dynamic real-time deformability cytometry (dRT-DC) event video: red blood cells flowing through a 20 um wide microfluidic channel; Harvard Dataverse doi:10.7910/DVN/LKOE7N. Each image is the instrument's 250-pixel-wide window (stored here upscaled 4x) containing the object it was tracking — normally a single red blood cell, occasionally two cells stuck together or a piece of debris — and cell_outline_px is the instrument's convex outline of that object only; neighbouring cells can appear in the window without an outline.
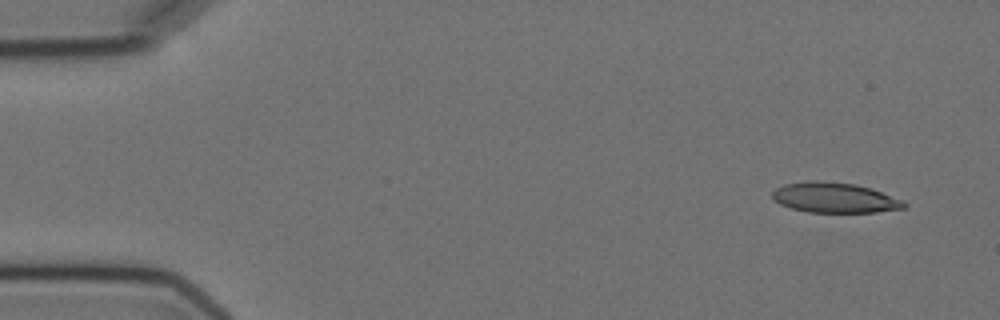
{"species": "Egyptian fruit bat (a non-hibernating species)", "species_latin": "Rousettus aegyptiacus", "temperature_condition": "cold", "stored_images_in_passage": 5, "camera_frame_rate_fps": 3000, "um_per_image_px": 0.085, "animal": {"sex": "female"}, "frame": {"image": 1, "passage_image": 1, "time_ms": 0.0, "image_size_px": [1000, 320], "cell_outline_px": [[908, 204], [904, 208], [876, 212], [808, 212], [792, 208], [780, 204], [772, 196], [772, 192], [776, 188], [784, 184], [812, 180], [816, 180], [856, 184], [872, 188], [904, 200]], "centroid_in_image_um": [70.98, 16.79], "position_along_channel_um": 14.0, "area_um2": 23.24}}
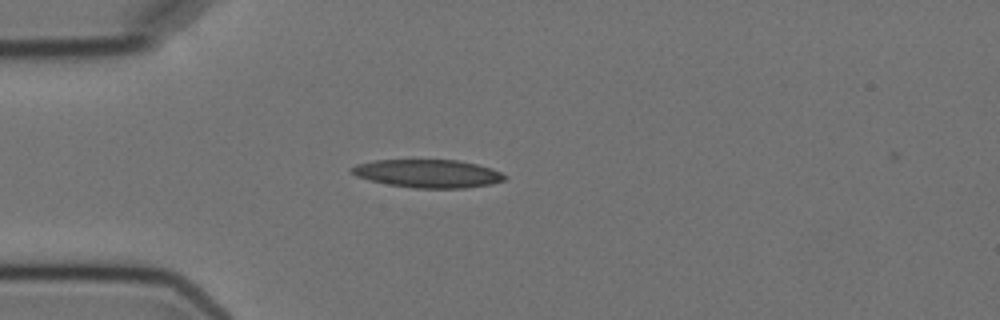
{"frame": {"image": 2, "passage_image": 4, "time_ms": 3.667, "image_size_px": [1000, 320], "cell_outline_px": [[508, 176], [504, 180], [492, 184], [464, 188], [412, 188], [388, 184], [356, 176], [348, 168], [356, 164], [372, 160], [460, 160], [492, 168]], "centroid_in_image_um": [36.38, 14.75], "position_along_channel_um": 48.6, "area_um2": 25.14}}